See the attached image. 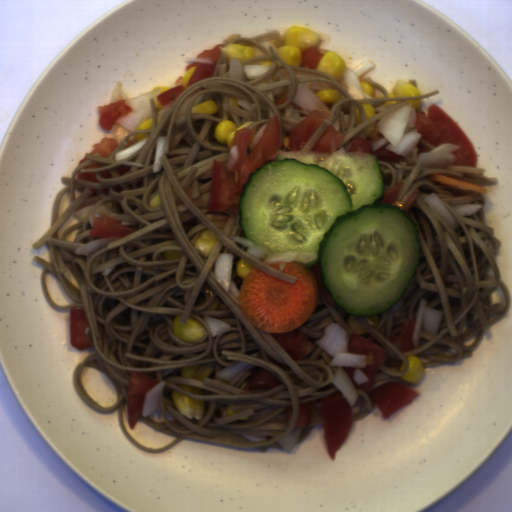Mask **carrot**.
<instances>
[{"instance_id": "obj_1", "label": "carrot", "mask_w": 512, "mask_h": 512, "mask_svg": "<svg viewBox=\"0 0 512 512\" xmlns=\"http://www.w3.org/2000/svg\"><path fill=\"white\" fill-rule=\"evenodd\" d=\"M265 264L298 277L295 284L254 266L238 289L240 311L268 334L294 332L310 319L319 300L314 272L302 262Z\"/></svg>"}, {"instance_id": "obj_2", "label": "carrot", "mask_w": 512, "mask_h": 512, "mask_svg": "<svg viewBox=\"0 0 512 512\" xmlns=\"http://www.w3.org/2000/svg\"><path fill=\"white\" fill-rule=\"evenodd\" d=\"M436 186H447L445 190L456 196L487 195L488 189L482 185L464 178H455L445 174L424 176Z\"/></svg>"}]
</instances>
